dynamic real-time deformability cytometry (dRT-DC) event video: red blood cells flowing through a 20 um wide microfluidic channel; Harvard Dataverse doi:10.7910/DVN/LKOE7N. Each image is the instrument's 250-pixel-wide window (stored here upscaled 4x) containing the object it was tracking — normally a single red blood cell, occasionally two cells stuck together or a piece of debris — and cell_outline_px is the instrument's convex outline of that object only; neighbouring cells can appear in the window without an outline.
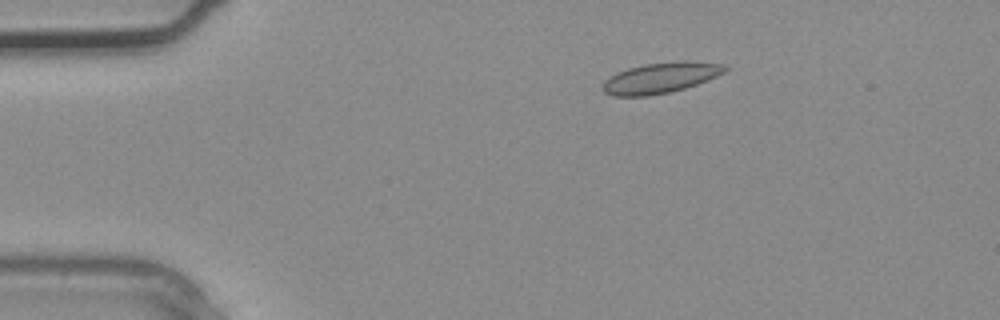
{"species": "common noctule bat (a hibernating species)", "species_latin": "Nyctalus noctula", "temperature_condition": "warm", "stored_images_in_passage": 2, "camera_frame_rate_fps": 3000, "um_per_image_px": 0.085, "animal": {"sex": "male", "body_mass_g": 20.4}, "frame": {"image": 1, "passage_image": 1, "time_ms": 0.0, "image_size_px": [1000, 320], "cell_outline_px": [[728, 68], [724, 72], [708, 80], [684, 88], [668, 92], [648, 96], [612, 96], [604, 92], [600, 88], [604, 80], [616, 72], [628, 68], [644, 64], [684, 60], [728, 64]], "centroid_in_image_um": [56.13, 6.6], "position_along_channel_um": 28.9, "area_um2": 22.02}}